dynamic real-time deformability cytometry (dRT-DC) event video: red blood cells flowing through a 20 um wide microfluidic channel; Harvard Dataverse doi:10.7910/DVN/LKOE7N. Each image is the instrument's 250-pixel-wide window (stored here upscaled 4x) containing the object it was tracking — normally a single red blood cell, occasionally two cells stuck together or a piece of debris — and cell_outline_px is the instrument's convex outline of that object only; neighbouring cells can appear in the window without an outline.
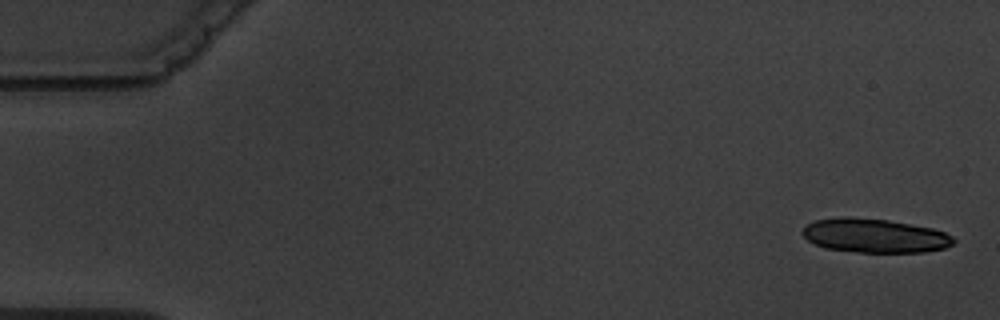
{"species": "common noctule bat (a hibernating species)", "species_latin": "Nyctalus noctula", "temperature_condition": "warm", "stored_images_in_passage": 7, "camera_frame_rate_fps": 3000, "um_per_image_px": 0.085, "animal": {"sex": "male", "body_mass_g": 19.5, "forearm_length_mm": 54.6}, "frame": {"image": 1, "passage_image": 1, "time_ms": 0.0, "image_size_px": [1000, 320], "cell_outline_px": [[956, 240], [952, 244], [944, 248], [924, 252], [860, 252], [824, 248], [808, 240], [800, 232], [808, 224], [816, 220], [840, 216], [848, 216], [888, 220], [932, 228], [944, 232], [952, 236]], "centroid_in_image_um": [74.33, 20.02], "position_along_channel_um": 10.7, "area_um2": 29.88}}
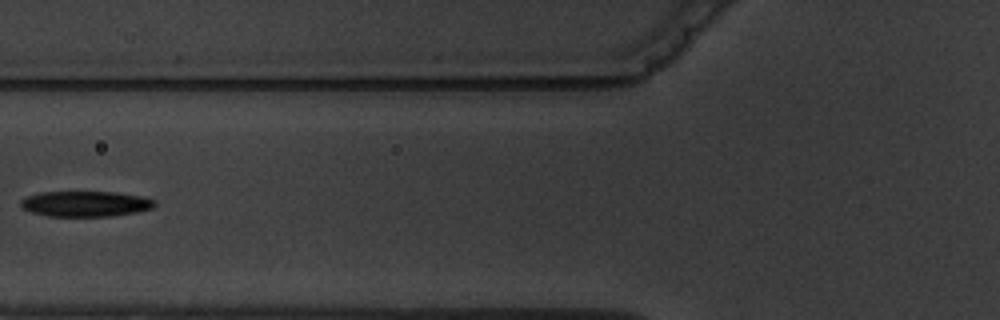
{"frame": {"image": 2, "passage_image": 7, "time_ms": 7.0, "image_size_px": [1000, 320], "cell_outline_px": [[156, 204], [152, 208], [136, 212], [112, 216], [48, 216], [32, 212], [24, 208], [20, 204], [20, 200], [28, 196], [40, 192], [116, 192], [140, 196], [156, 200]], "centroid_in_image_um": [7.28, 17.32], "position_along_channel_um": 118.5, "area_um2": 19.83}}